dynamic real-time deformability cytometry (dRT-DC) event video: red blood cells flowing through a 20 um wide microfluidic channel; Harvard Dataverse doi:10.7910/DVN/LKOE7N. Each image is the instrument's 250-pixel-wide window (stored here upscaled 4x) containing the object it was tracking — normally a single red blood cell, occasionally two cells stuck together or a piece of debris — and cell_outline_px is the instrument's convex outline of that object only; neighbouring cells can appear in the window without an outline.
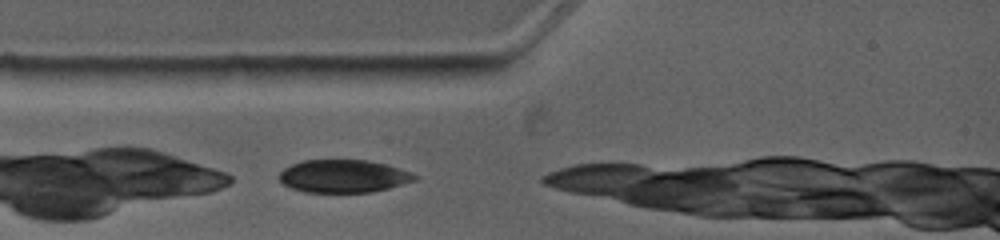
{"species": "common noctule bat (a hibernating species)", "species_latin": "Nyctalus noctula", "temperature_condition": "warm", "stored_images_in_passage": 1, "camera_frame_rate_fps": 4500, "um_per_image_px": 0.085, "animal": {"sex": "female", "body_mass_g": 19.0, "forearm_length_mm": 53.3}, "frame": {"image": 1, "passage_image": 1, "time_ms": 0.0, "image_size_px": [1000, 240], "cell_outline_px": [[416, 180], [388, 188], [372, 192], [304, 192], [292, 188], [284, 184], [280, 180], [280, 172], [284, 168], [292, 164], [304, 160], [368, 160], [384, 164], [408, 172], [416, 176]], "centroid_in_image_um": [29.15, 14.98], "position_along_channel_um": 55.9, "area_um2": 25.55}}